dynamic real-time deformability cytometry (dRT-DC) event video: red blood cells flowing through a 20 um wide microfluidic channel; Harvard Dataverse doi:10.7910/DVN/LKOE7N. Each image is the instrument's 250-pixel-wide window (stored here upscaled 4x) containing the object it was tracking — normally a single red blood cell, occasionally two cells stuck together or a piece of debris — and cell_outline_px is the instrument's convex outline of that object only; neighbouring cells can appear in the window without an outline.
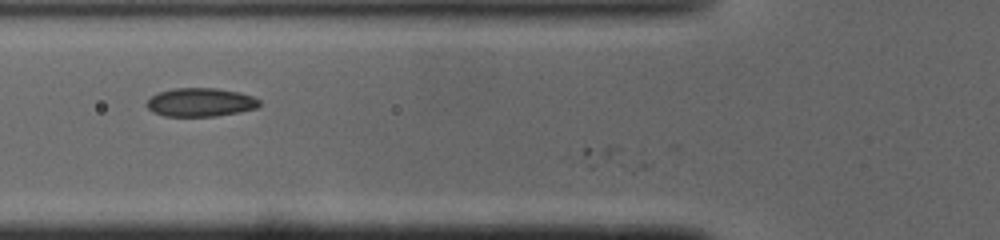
{"species": "common noctule bat (a hibernating species)", "species_latin": "Nyctalus noctula", "temperature_condition": "cold", "stored_images_in_passage": 4, "camera_frame_rate_fps": 3000, "um_per_image_px": 0.085, "animal": {"sex": "male", "body_mass_g": 19.0, "forearm_length_mm": 50.8}, "frame": {"image": 1, "passage_image": 3, "time_ms": 0.667, "image_size_px": [1000, 240], "cell_outline_px": [[648, 164], [644, 168], [632, 172], [588, 168], [576, 152], [584, 148], [616, 144], [640, 152]], "centroid_in_image_um": [52.08, 13.46], "position_along_channel_um": 73.7, "area_um2": 10.23}}